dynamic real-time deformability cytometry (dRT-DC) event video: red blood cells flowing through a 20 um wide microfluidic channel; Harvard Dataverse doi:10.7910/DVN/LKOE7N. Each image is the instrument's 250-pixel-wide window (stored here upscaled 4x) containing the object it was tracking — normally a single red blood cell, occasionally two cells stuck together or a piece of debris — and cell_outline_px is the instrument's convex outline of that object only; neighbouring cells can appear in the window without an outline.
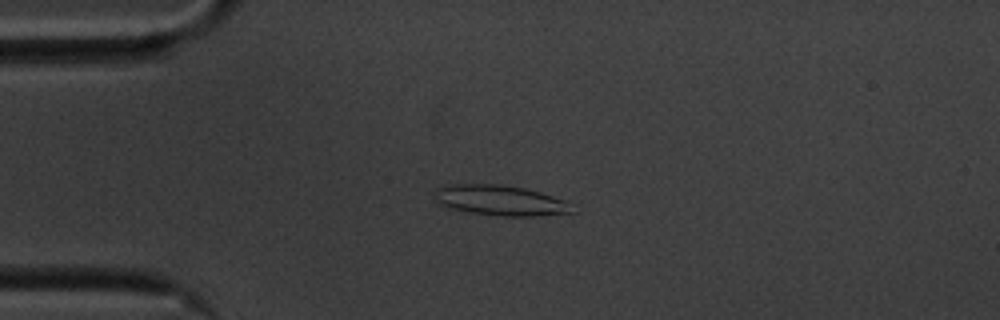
{"species": "common noctule bat (a hibernating species)", "species_latin": "Nyctalus noctula", "temperature_condition": "cold", "stored_images_in_passage": 56, "camera_frame_rate_fps": 3000, "um_per_image_px": 0.085, "animal": {"sex": "male", "body_mass_g": 20.1, "forearm_length_mm": 53.5}, "frame": {"image": 1, "passage_image": 13, "time_ms": 4.0, "image_size_px": [1000, 320], "cell_outline_px": [[576, 212], [536, 216], [504, 216], [472, 212], [444, 208], [436, 204], [436, 188], [456, 184], [500, 184], [524, 188], [540, 192], [564, 200]], "centroid_in_image_um": [42.49, 17.04], "position_along_channel_um": 42.5, "area_um2": 24.22}}
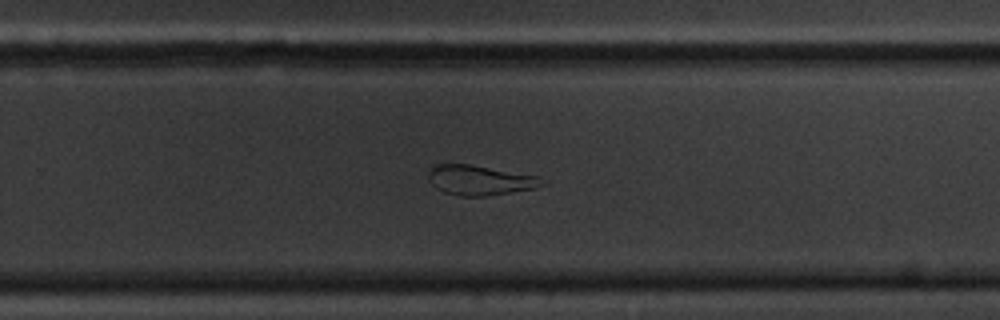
{"frame": {"image": 2, "passage_image": 36, "time_ms": 11.667, "image_size_px": [1000, 320], "cell_outline_px": [[548, 184], [536, 188], [484, 196], [460, 196], [444, 192], [436, 188], [428, 180], [428, 172], [436, 164], [468, 164], [540, 176], [548, 180]], "centroid_in_image_um": [40.85, 15.32], "position_along_channel_um": 289.0, "area_um2": 19.94}}
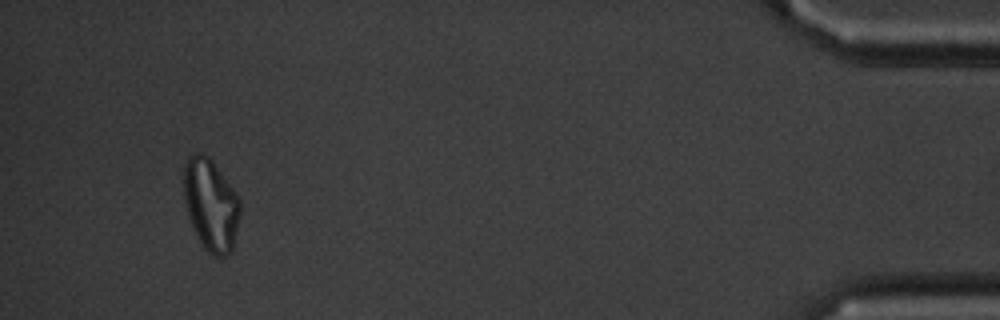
{"frame": {"image": 3, "passage_image": 53, "time_ms": 17.333, "image_size_px": [1000, 320], "cell_outline_px": [[240, 216], [232, 252], [228, 256], [220, 260], [212, 256], [200, 244], [192, 228], [188, 216], [184, 200], [184, 164], [188, 156], [196, 152], [200, 152], [208, 156], [212, 160], [232, 188], [240, 200]], "centroid_in_image_um": [17.92, 17.47], "position_along_channel_um": 417.3, "area_um2": 30.69}, "authors_computed_cell_mechanics": {"area_um2": 24.1026, "velocity_mm_per_s": 3.5035, "shape_relaxation_time_tau1_ms": null, "shape_relaxation_time_tau2_ms": 3.9124, "deformation_change_tau1": null, "deformation_change_tau2": 0.1351}}